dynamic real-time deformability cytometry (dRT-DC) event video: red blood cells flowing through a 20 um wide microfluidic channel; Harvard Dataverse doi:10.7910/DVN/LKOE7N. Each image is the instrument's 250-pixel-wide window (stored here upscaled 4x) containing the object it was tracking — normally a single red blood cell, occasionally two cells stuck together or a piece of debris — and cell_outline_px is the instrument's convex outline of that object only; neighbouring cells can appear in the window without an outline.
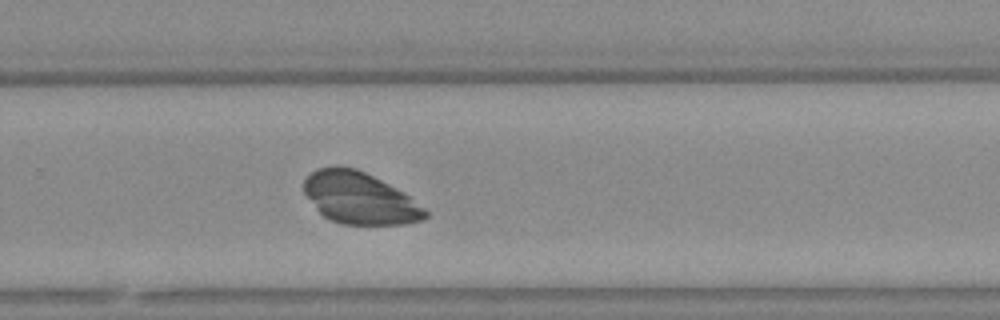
{"species": "Egyptian fruit bat (a non-hibernating species)", "species_latin": "Rousettus aegyptiacus", "temperature_condition": "warm", "stored_images_in_passage": 40, "camera_frame_rate_fps": 3000, "um_per_image_px": 0.085, "animal": {"sex": "female"}, "frame": {"image": 1, "passage_image": 22, "time_ms": 7.0, "image_size_px": [1000, 320], "cell_outline_px": [[428, 216], [424, 220], [408, 224], [340, 224], [324, 216], [316, 208], [304, 192], [304, 180], [316, 168], [336, 164], [340, 164], [356, 168], [396, 188], [408, 196], [424, 208], [428, 212]], "centroid_in_image_um": [30.55, 16.82], "position_along_channel_um": 299.2, "area_um2": 36.53}}